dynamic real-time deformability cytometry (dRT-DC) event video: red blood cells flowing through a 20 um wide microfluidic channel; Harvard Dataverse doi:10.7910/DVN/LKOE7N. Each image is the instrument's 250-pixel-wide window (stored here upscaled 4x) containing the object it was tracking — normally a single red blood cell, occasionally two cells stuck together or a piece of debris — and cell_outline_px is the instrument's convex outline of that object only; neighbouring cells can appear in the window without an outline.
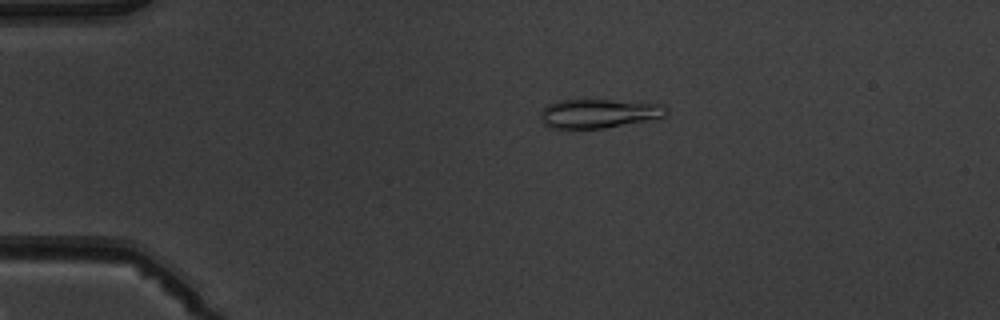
{"species": "common noctule bat (a hibernating species)", "species_latin": "Nyctalus noctula", "temperature_condition": "warm", "stored_images_in_passage": 3, "camera_frame_rate_fps": 3000, "um_per_image_px": 0.085, "animal": {"sex": "male", "body_mass_g": 19.5, "forearm_length_mm": 54.6}, "frame": {"image": 1, "passage_image": 1, "time_ms": 0.0, "image_size_px": [1000, 320], "cell_outline_px": [[668, 112], [664, 116], [604, 128], [548, 128], [540, 120], [540, 112], [548, 104], [560, 100], [608, 100], [664, 104]], "centroid_in_image_um": [50.83, 9.64], "position_along_channel_um": 34.2, "area_um2": 20.98}}